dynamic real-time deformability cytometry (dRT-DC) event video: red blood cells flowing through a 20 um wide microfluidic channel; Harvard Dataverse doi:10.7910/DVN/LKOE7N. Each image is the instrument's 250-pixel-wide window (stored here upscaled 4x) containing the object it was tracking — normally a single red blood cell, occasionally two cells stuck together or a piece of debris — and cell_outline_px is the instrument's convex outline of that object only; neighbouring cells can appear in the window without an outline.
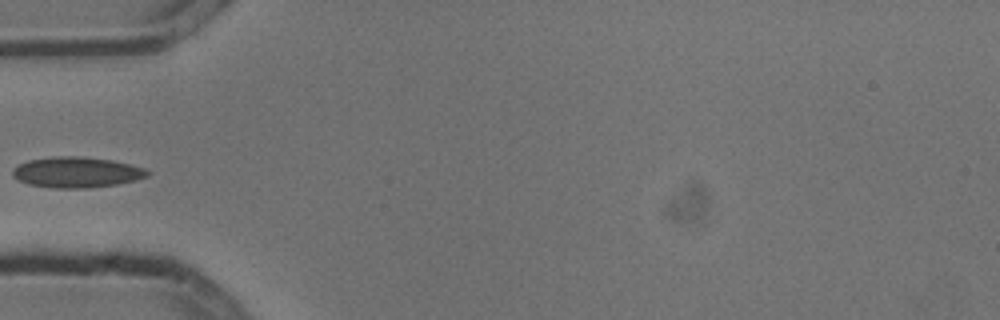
{"species": "common noctule bat (a hibernating species)", "species_latin": "Nyctalus noctula", "temperature_condition": "cold", "stored_images_in_passage": 5, "camera_frame_rate_fps": 3000, "um_per_image_px": 0.085, "animal": {"sex": "male", "body_mass_g": 13.3}, "frame": {"image": 1, "passage_image": 4, "time_ms": 1.0, "image_size_px": [1000, 320], "cell_outline_px": [[152, 172], [148, 176], [136, 180], [116, 184], [88, 188], [52, 188], [28, 184], [12, 176], [12, 168], [28, 160], [52, 156], [76, 156], [112, 160], [144, 168]], "centroid_in_image_um": [6.5, 14.64], "position_along_channel_um": 78.5, "area_um2": 24.1}}
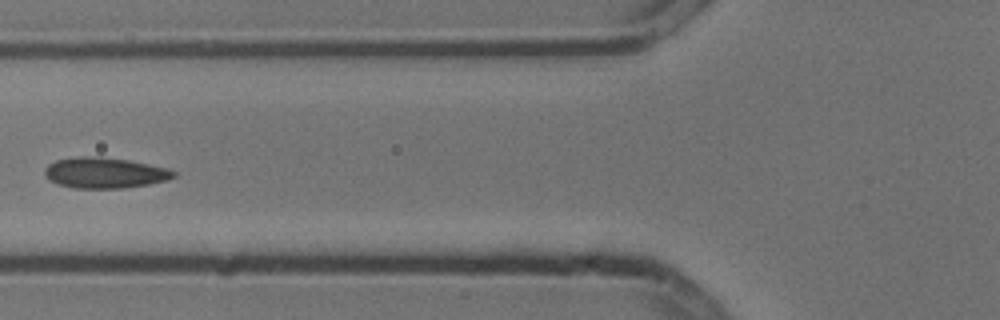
{"frame": {"image": 2, "passage_image": 5, "time_ms": 1.333, "image_size_px": [1000, 320], "cell_outline_px": [[176, 176], [168, 180], [148, 184], [124, 188], [72, 188], [48, 180], [44, 172], [44, 168], [48, 164], [56, 160], [80, 156], [100, 156], [128, 160], [168, 168], [176, 172]], "centroid_in_image_um": [8.9, 14.68], "position_along_channel_um": 116.9, "area_um2": 23.18}}